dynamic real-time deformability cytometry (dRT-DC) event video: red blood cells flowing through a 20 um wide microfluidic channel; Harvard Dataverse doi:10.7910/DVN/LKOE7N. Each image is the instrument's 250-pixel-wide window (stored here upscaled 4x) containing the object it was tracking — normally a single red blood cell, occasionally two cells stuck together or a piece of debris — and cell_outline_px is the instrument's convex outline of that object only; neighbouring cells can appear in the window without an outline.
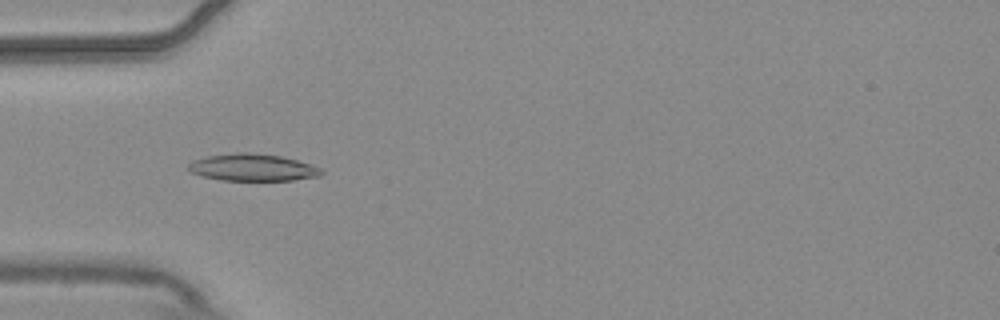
{"species": "common noctule bat (a hibernating species)", "species_latin": "Nyctalus noctula", "temperature_condition": "warm", "stored_images_in_passage": 3, "camera_frame_rate_fps": 3000, "um_per_image_px": 0.085, "animal": {"sex": "male", "body_mass_g": 20.4}, "frame": {"image": 1, "passage_image": 2, "time_ms": 0.333, "image_size_px": [1000, 320], "cell_outline_px": [[324, 172], [320, 176], [292, 180], [220, 180], [200, 176], [192, 172], [188, 168], [188, 164], [192, 160], [208, 156], [236, 152], [248, 152], [280, 156], [296, 160], [320, 168]], "centroid_in_image_um": [21.44, 14.23], "position_along_channel_um": 63.6, "area_um2": 20.87}}
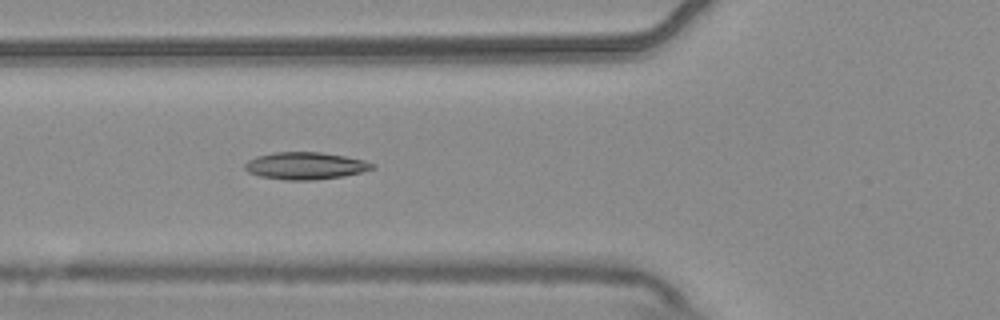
{"frame": {"image": 2, "passage_image": 3, "time_ms": 0.667, "image_size_px": [1000, 320], "cell_outline_px": [[376, 168], [344, 176], [316, 180], [288, 180], [260, 176], [248, 172], [244, 168], [244, 164], [248, 160], [256, 156], [272, 152], [320, 152], [344, 156], [364, 160], [376, 164]], "centroid_in_image_um": [25.96, 14.09], "position_along_channel_um": 99.8, "area_um2": 20.29}}